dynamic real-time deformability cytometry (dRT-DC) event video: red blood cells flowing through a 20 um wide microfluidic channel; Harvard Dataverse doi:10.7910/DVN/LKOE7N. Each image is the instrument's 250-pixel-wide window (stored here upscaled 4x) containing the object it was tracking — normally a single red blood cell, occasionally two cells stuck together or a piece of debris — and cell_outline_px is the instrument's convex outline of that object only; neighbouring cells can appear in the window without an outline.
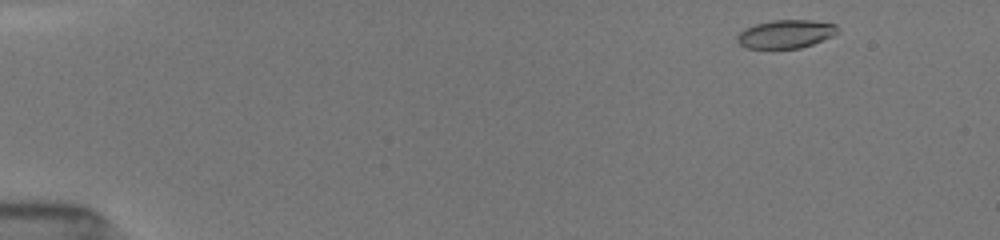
{"species": "common noctule bat (a hibernating species)", "species_latin": "Nyctalus noctula", "temperature_condition": "room temperature", "stored_images_in_passage": 49, "camera_frame_rate_fps": 3000, "um_per_image_px": 0.085, "animal": {"sex": "female", "body_mass_g": 19.5, "forearm_length_mm": 54.1}, "frame": {"image": 1, "passage_image": 1, "time_ms": 0.0, "image_size_px": [1000, 240], "cell_outline_px": [[840, 32], [832, 36], [812, 44], [800, 48], [748, 48], [740, 44], [736, 40], [736, 36], [744, 28], [756, 24], [772, 20], [812, 20], [836, 24], [840, 28]], "centroid_in_image_um": [66.81, 2.88], "position_along_channel_um": 18.2, "area_um2": 16.65}}
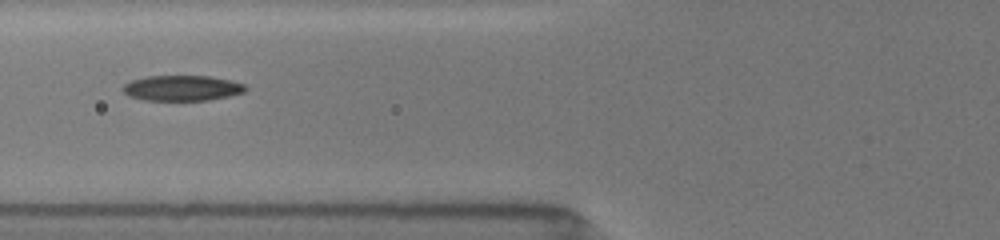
{"frame": {"image": 2, "passage_image": 33, "time_ms": 5.333, "image_size_px": [1000, 240], "cell_outline_px": [[248, 88], [244, 92], [228, 96], [208, 100], [144, 100], [128, 96], [120, 88], [124, 84], [132, 80], [144, 76], [212, 76], [232, 80], [244, 84]], "centroid_in_image_um": [15.46, 7.48], "position_along_channel_um": 110.3, "area_um2": 18.32}}
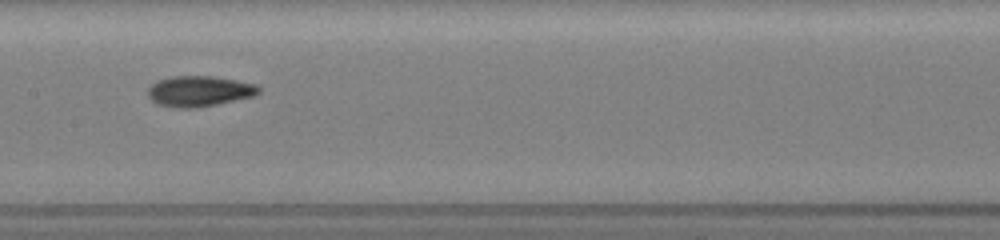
{"frame": {"image": 3, "passage_image": 48, "time_ms": 7.333, "image_size_px": [1000, 240], "cell_outline_px": [[260, 92], [252, 96], [216, 104], [192, 108], [180, 108], [156, 104], [148, 96], [148, 88], [156, 80], [172, 76], [212, 76], [236, 80], [256, 84], [260, 88]], "centroid_in_image_um": [16.9, 7.74], "position_along_channel_um": 190.5, "area_um2": 19.65}}